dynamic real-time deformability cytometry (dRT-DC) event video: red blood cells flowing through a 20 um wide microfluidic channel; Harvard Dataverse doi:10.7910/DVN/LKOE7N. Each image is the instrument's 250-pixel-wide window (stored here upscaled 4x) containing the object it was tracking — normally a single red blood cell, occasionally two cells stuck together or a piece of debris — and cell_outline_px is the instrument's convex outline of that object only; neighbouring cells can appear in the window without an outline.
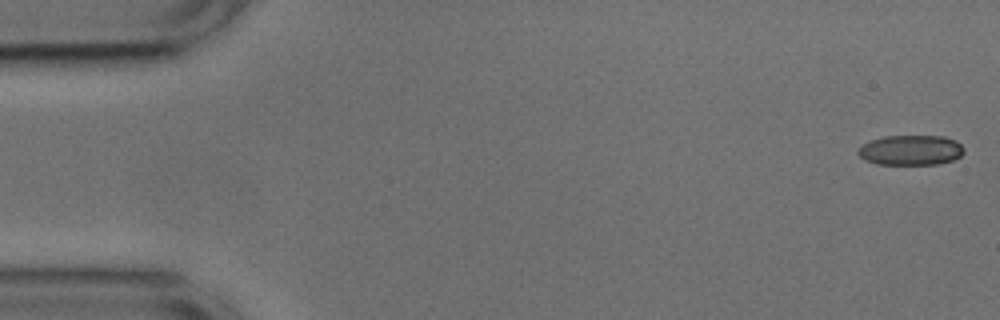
{"species": "common noctule bat (a hibernating species)", "species_latin": "Nyctalus noctula", "temperature_condition": "cold", "stored_images_in_passage": 53, "camera_frame_rate_fps": 3000, "um_per_image_px": 0.085, "animal": {"sex": "male", "body_mass_g": 17.9, "forearm_length_mm": 54.2}, "frame": {"image": 1, "passage_image": 1, "time_ms": 0.0, "image_size_px": [1000, 320], "cell_outline_px": [[964, 152], [960, 156], [952, 160], [936, 164], [876, 164], [864, 160], [856, 152], [864, 144], [872, 140], [884, 136], [944, 136], [956, 140], [964, 148]], "centroid_in_image_um": [77.42, 12.76], "position_along_channel_um": 7.6, "area_um2": 18.5}}
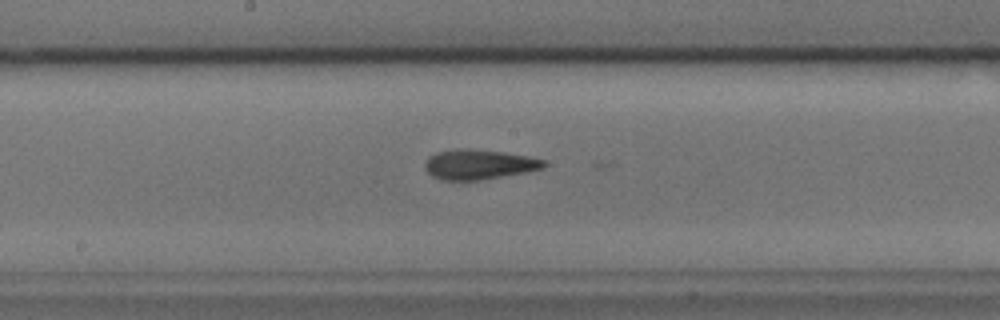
{"frame": {"image": 2, "passage_image": 27, "time_ms": 8.667, "image_size_px": [1000, 320], "cell_outline_px": [[548, 164], [544, 168], [528, 172], [480, 180], [440, 180], [432, 176], [424, 168], [424, 164], [428, 156], [436, 152], [500, 152], [528, 156], [544, 160]], "centroid_in_image_um": [40.75, 14.04], "position_along_channel_um": 207.5, "area_um2": 19.83}}
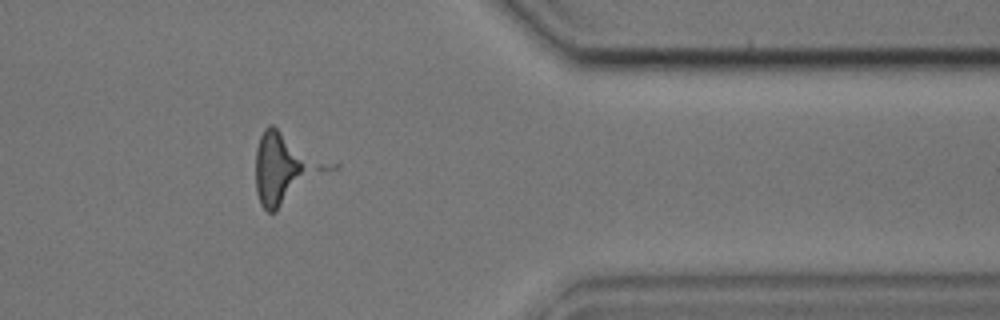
{"frame": {"image": 3, "passage_image": 43, "time_ms": 14.0, "image_size_px": [1000, 320], "cell_outline_px": [[308, 168], [276, 212], [268, 212], [260, 204], [256, 192], [256, 148], [260, 136], [264, 128], [268, 124], [272, 124], [280, 132], [308, 164]], "centroid_in_image_um": [23.5, 14.33], "position_along_channel_um": 387.9, "area_um2": 21.44}, "authors_computed_cell_mechanics": {"area_um2": 19.7676, "velocity_mm_per_s": 3.757, "shape_relaxation_time_tau1_ms": 6.5687, "shape_relaxation_time_tau2_ms": 3.2422, "deformation_change_tau1": 0.1624, "deformation_change_tau2": 0.1128}}